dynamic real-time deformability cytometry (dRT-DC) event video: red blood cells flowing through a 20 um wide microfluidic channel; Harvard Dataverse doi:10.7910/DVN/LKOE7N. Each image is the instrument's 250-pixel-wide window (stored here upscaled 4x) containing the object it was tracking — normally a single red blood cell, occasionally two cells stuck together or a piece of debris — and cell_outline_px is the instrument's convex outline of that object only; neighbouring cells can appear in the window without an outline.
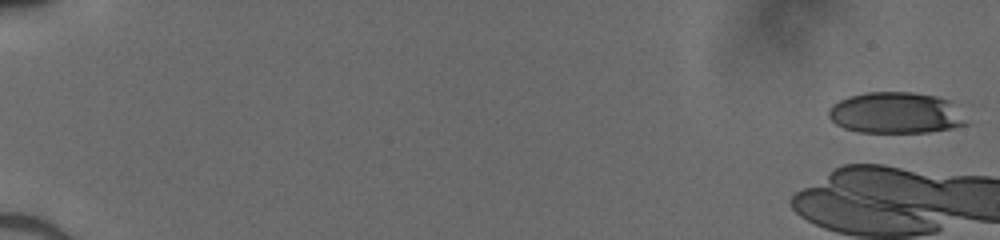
{"species": "human", "species_latin": "Homo sapiens", "temperature_condition": "cold", "stored_images_in_passage": 16, "camera_frame_rate_fps": 3000, "um_per_image_px": 0.085, "donor": {"sex": "male"}, "frame": {"image": 1, "passage_image": 1, "time_ms": 0.0, "image_size_px": [1000, 240], "cell_outline_px": [[972, 124], [952, 128], [928, 132], [860, 132], [844, 128], [836, 124], [828, 116], [828, 108], [832, 104], [848, 96], [868, 92], [912, 92], [936, 96], [948, 100]], "centroid_in_image_um": [76.14, 9.6], "position_along_channel_um": 8.9, "area_um2": 33.18}}